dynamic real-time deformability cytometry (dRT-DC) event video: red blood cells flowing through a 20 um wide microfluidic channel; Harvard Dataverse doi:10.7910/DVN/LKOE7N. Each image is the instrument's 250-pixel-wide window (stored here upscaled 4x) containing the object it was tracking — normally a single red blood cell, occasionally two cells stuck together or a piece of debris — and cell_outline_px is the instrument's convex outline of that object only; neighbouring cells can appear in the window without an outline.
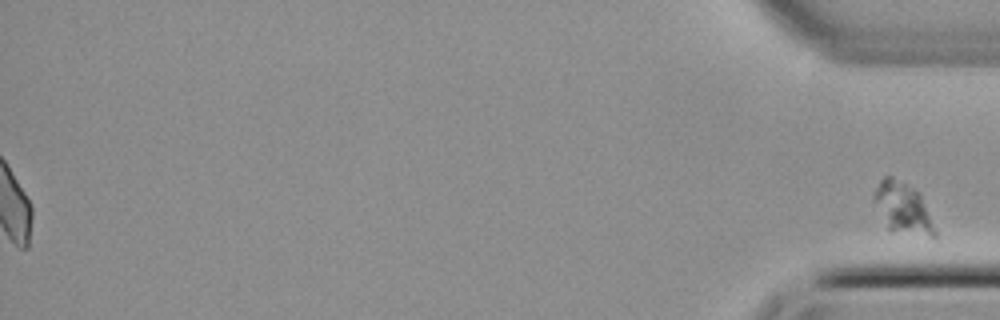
{"species": "common noctule bat (a hibernating species)", "species_latin": "Nyctalus noctula", "temperature_condition": "cold", "stored_images_in_passage": 51, "camera_frame_rate_fps": 3000, "um_per_image_px": 0.085, "animal": {"sex": "female", "body_mass_g": 22.7, "forearm_length_mm": 54.2}, "frame": {"image": 1, "passage_image": 51, "time_ms": 16.667, "image_size_px": [1000, 320], "cell_outline_px": [[936, 240], [888, 228], [872, 200], [876, 188], [880, 180], [884, 176], [892, 176], [916, 192], [920, 196], [936, 232]], "centroid_in_image_um": [76.72, 17.72], "position_along_channel_um": 358.5, "area_um2": 17.4}}